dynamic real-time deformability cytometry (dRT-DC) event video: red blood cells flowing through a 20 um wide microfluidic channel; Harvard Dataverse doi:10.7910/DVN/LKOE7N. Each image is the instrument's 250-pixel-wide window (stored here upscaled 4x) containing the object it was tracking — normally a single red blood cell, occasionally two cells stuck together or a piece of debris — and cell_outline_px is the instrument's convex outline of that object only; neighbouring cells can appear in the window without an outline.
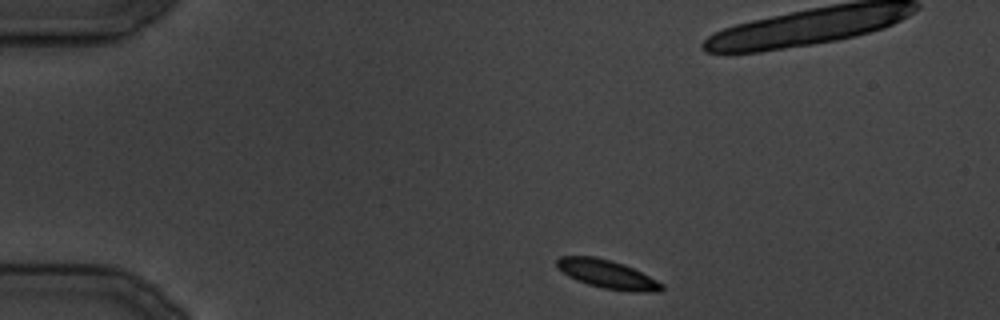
{"species": "common noctule bat (a hibernating species)", "species_latin": "Nyctalus noctula", "temperature_condition": "cold", "stored_images_in_passage": 11, "segment_of_instrument_passage": [1, 2], "camera_frame_rate_fps": 3000, "um_per_image_px": 0.085, "animal": {"sex": "male", "body_mass_g": 19.5, "forearm_length_mm": 54.6}, "frame": {"image": 1, "passage_image": 1, "time_ms": 0.0, "image_size_px": [1000, 320], "cell_outline_px": [[664, 288], [660, 292], [632, 292], [604, 288], [588, 284], [576, 280], [568, 276], [556, 268], [556, 260], [560, 256], [596, 256], [612, 260], [624, 264], [664, 284]], "centroid_in_image_um": [51.6, 23.3], "position_along_channel_um": 33.4, "area_um2": 17.51}}
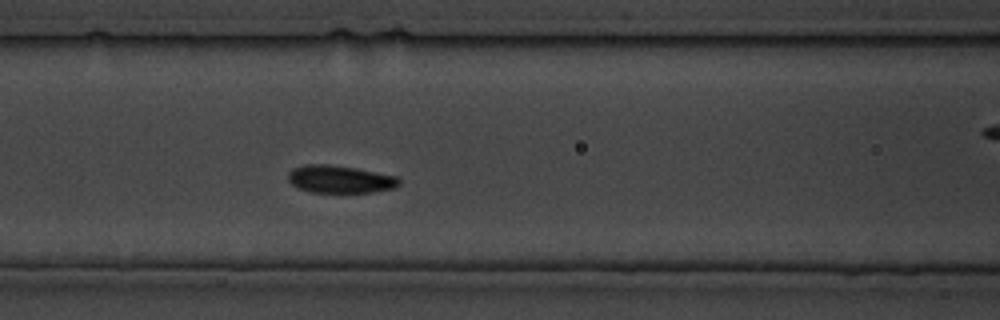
{"frame": {"image": 2, "passage_image": 10, "time_ms": 10.333, "image_size_px": [1000, 320], "cell_outline_px": [[400, 184], [392, 188], [372, 192], [312, 192], [300, 188], [292, 184], [288, 180], [288, 172], [292, 168], [304, 164], [328, 164], [356, 168], [396, 176], [400, 180]], "centroid_in_image_um": [28.87, 15.22], "position_along_channel_um": 137.7, "area_um2": 17.74}}